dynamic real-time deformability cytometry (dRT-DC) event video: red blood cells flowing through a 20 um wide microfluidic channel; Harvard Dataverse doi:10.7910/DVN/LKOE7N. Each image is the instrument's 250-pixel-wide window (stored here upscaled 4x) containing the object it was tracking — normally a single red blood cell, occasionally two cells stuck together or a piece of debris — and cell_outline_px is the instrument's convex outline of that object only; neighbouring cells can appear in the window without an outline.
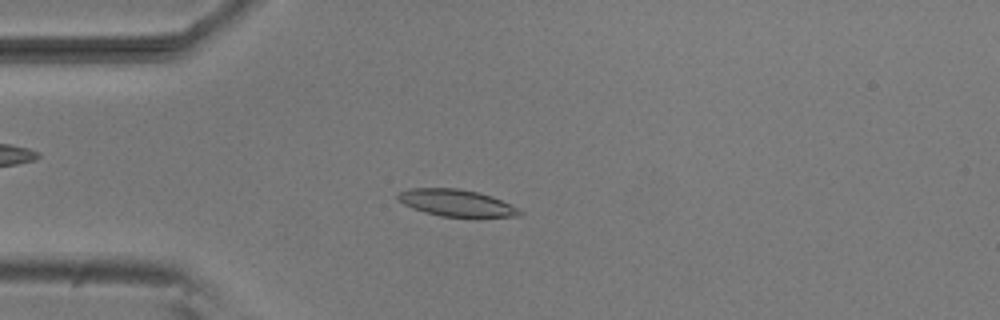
{"species": "common noctule bat (a hibernating species)", "species_latin": "Nyctalus noctula", "temperature_condition": "room temperature", "stored_images_in_passage": 33, "camera_frame_rate_fps": 3000, "um_per_image_px": 0.085, "animal": {"sex": "male", "body_mass_g": 20.5, "forearm_length_mm": 52.5}, "frame": {"image": 1, "passage_image": 14, "time_ms": 4.333, "image_size_px": [1000, 320], "cell_outline_px": [[524, 216], [476, 220], [440, 216], [424, 212], [412, 208], [396, 200], [396, 196], [400, 192], [408, 188], [460, 188], [492, 196], [520, 208], [524, 212]], "centroid_in_image_um": [38.91, 17.31], "position_along_channel_um": 46.1, "area_um2": 20.29}}
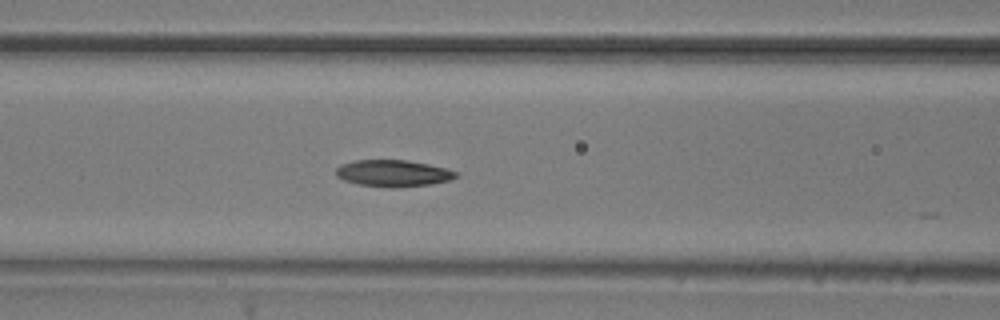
{"frame": {"image": 2, "passage_image": 22, "time_ms": 7.0, "image_size_px": [1000, 320], "cell_outline_px": [[456, 176], [448, 180], [432, 184], [392, 188], [388, 188], [360, 184], [344, 180], [336, 176], [336, 168], [340, 164], [352, 160], [408, 160], [428, 164], [444, 168], [456, 172]], "centroid_in_image_um": [33.36, 14.72], "position_along_channel_um": 133.2, "area_um2": 18.55}}
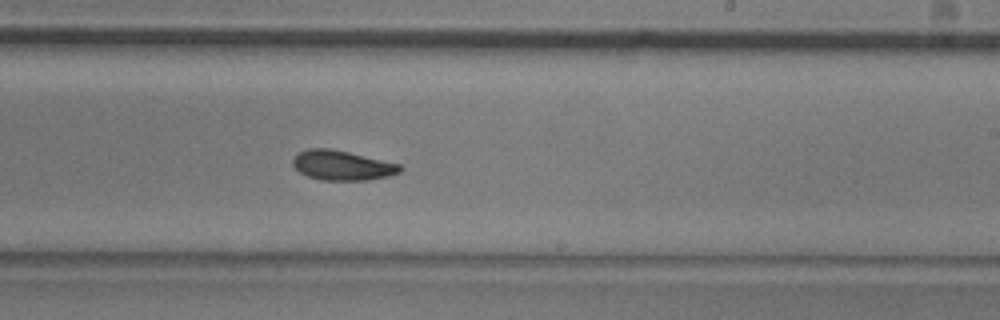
{"frame": {"image": 3, "passage_image": 32, "time_ms": 10.333, "image_size_px": [1000, 320], "cell_outline_px": [[404, 168], [400, 172], [388, 176], [368, 180], [320, 180], [308, 176], [300, 172], [292, 164], [292, 160], [300, 152], [308, 148], [332, 148], [400, 164]], "centroid_in_image_um": [29.1, 14.05], "position_along_channel_um": 259.9, "area_um2": 18.55}}